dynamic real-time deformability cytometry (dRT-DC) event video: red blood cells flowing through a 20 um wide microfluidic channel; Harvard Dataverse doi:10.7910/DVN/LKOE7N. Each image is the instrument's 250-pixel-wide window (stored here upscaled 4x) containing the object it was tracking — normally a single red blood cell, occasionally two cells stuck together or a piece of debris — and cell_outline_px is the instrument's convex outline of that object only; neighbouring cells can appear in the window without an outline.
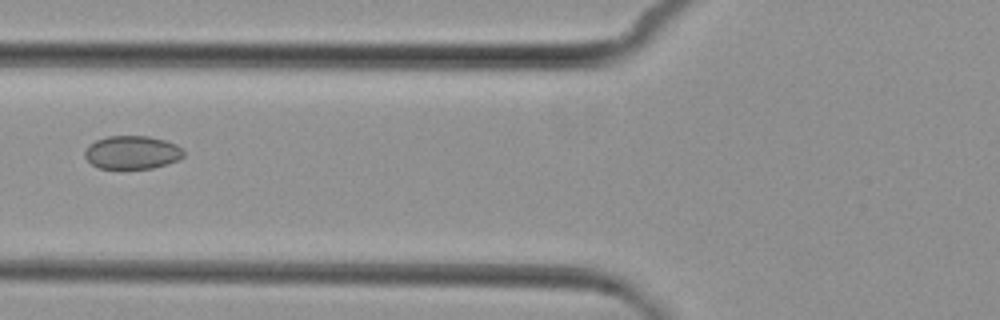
{"species": "common noctule bat (a hibernating species)", "species_latin": "Nyctalus noctula", "temperature_condition": "cold", "stored_images_in_passage": 4, "camera_frame_rate_fps": 3000, "um_per_image_px": 0.085, "animal": {"sex": "female", "body_mass_g": 29.2, "forearm_length_mm": 56.3}, "frame": {"image": 1, "passage_image": 4, "time_ms": 3.333, "image_size_px": [1000, 320], "cell_outline_px": [[184, 156], [176, 160], [152, 168], [100, 168], [92, 164], [84, 156], [84, 152], [88, 144], [96, 140], [108, 136], [148, 136], [164, 140], [176, 144], [184, 148]], "centroid_in_image_um": [11.22, 12.94], "position_along_channel_um": 114.6, "area_um2": 19.07}}